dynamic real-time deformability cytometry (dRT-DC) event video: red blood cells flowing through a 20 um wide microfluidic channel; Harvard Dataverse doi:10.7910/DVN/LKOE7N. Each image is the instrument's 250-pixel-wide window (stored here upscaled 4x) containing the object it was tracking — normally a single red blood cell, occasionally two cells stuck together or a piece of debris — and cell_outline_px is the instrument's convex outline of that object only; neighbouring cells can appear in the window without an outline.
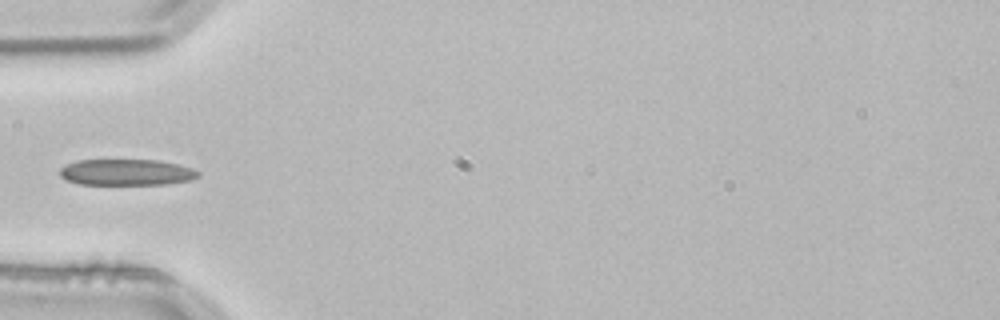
{"species": "common noctule bat (a hibernating species)", "species_latin": "Nyctalus noctula", "temperature_condition": "room temperature", "stored_images_in_passage": 3, "camera_frame_rate_fps": 3000, "um_per_image_px": 0.085, "animal": {"sex": "male", "body_mass_g": 21.5, "forearm_length_mm": 52.0}, "frame": {"image": 1, "passage_image": 3, "time_ms": 0.667, "image_size_px": [1000, 320], "cell_outline_px": [[200, 176], [188, 180], [168, 184], [80, 184], [68, 180], [60, 176], [60, 168], [76, 160], [156, 160], [176, 164], [192, 168], [200, 172]], "centroid_in_image_um": [10.75, 14.64], "position_along_channel_um": 74.2, "area_um2": 20.92}}